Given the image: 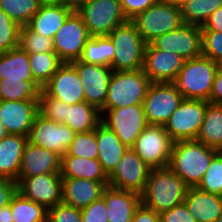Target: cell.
<instances>
[{"instance_id":"6da1fadb","label":"cell","mask_w":222,"mask_h":222,"mask_svg":"<svg viewBox=\"0 0 222 222\" xmlns=\"http://www.w3.org/2000/svg\"><path fill=\"white\" fill-rule=\"evenodd\" d=\"M218 152L196 139L177 141L173 143L168 167L189 187H197Z\"/></svg>"},{"instance_id":"7a4b0ae2","label":"cell","mask_w":222,"mask_h":222,"mask_svg":"<svg viewBox=\"0 0 222 222\" xmlns=\"http://www.w3.org/2000/svg\"><path fill=\"white\" fill-rule=\"evenodd\" d=\"M189 186L169 167L151 169L141 203L161 213L184 203Z\"/></svg>"},{"instance_id":"3957f363","label":"cell","mask_w":222,"mask_h":222,"mask_svg":"<svg viewBox=\"0 0 222 222\" xmlns=\"http://www.w3.org/2000/svg\"><path fill=\"white\" fill-rule=\"evenodd\" d=\"M220 66L206 56L185 60L172 82L184 99L209 101L216 72Z\"/></svg>"},{"instance_id":"277c9868","label":"cell","mask_w":222,"mask_h":222,"mask_svg":"<svg viewBox=\"0 0 222 222\" xmlns=\"http://www.w3.org/2000/svg\"><path fill=\"white\" fill-rule=\"evenodd\" d=\"M150 83L143 69L113 71L100 114L108 109L143 104Z\"/></svg>"},{"instance_id":"5b68a950","label":"cell","mask_w":222,"mask_h":222,"mask_svg":"<svg viewBox=\"0 0 222 222\" xmlns=\"http://www.w3.org/2000/svg\"><path fill=\"white\" fill-rule=\"evenodd\" d=\"M107 36L115 47L110 66L113 71L143 69L146 43L130 20L113 29Z\"/></svg>"},{"instance_id":"8992f818","label":"cell","mask_w":222,"mask_h":222,"mask_svg":"<svg viewBox=\"0 0 222 222\" xmlns=\"http://www.w3.org/2000/svg\"><path fill=\"white\" fill-rule=\"evenodd\" d=\"M130 21L136 26L146 44L184 24L181 8L163 0L157 1L144 12L138 13Z\"/></svg>"},{"instance_id":"52a82bcc","label":"cell","mask_w":222,"mask_h":222,"mask_svg":"<svg viewBox=\"0 0 222 222\" xmlns=\"http://www.w3.org/2000/svg\"><path fill=\"white\" fill-rule=\"evenodd\" d=\"M82 18L90 37L107 36L129 20L120 0H93L76 11Z\"/></svg>"},{"instance_id":"ba28073f","label":"cell","mask_w":222,"mask_h":222,"mask_svg":"<svg viewBox=\"0 0 222 222\" xmlns=\"http://www.w3.org/2000/svg\"><path fill=\"white\" fill-rule=\"evenodd\" d=\"M173 143L163 125H147L132 149L149 168L162 169L169 165Z\"/></svg>"},{"instance_id":"9c48e42d","label":"cell","mask_w":222,"mask_h":222,"mask_svg":"<svg viewBox=\"0 0 222 222\" xmlns=\"http://www.w3.org/2000/svg\"><path fill=\"white\" fill-rule=\"evenodd\" d=\"M101 122L128 148L134 146L136 138L148 125L143 104L108 109L101 114Z\"/></svg>"},{"instance_id":"30bf717a","label":"cell","mask_w":222,"mask_h":222,"mask_svg":"<svg viewBox=\"0 0 222 222\" xmlns=\"http://www.w3.org/2000/svg\"><path fill=\"white\" fill-rule=\"evenodd\" d=\"M207 101L183 99L164 125L173 142L196 139L201 129Z\"/></svg>"},{"instance_id":"8fae6325","label":"cell","mask_w":222,"mask_h":222,"mask_svg":"<svg viewBox=\"0 0 222 222\" xmlns=\"http://www.w3.org/2000/svg\"><path fill=\"white\" fill-rule=\"evenodd\" d=\"M173 83L151 82L143 100L148 125H165L183 100Z\"/></svg>"},{"instance_id":"7c38bea8","label":"cell","mask_w":222,"mask_h":222,"mask_svg":"<svg viewBox=\"0 0 222 222\" xmlns=\"http://www.w3.org/2000/svg\"><path fill=\"white\" fill-rule=\"evenodd\" d=\"M89 38L81 16L73 11L53 37L54 52L63 63L79 60Z\"/></svg>"},{"instance_id":"4fadbf2b","label":"cell","mask_w":222,"mask_h":222,"mask_svg":"<svg viewBox=\"0 0 222 222\" xmlns=\"http://www.w3.org/2000/svg\"><path fill=\"white\" fill-rule=\"evenodd\" d=\"M151 168L129 148L108 175L109 186L141 195L144 192Z\"/></svg>"},{"instance_id":"5bb4252c","label":"cell","mask_w":222,"mask_h":222,"mask_svg":"<svg viewBox=\"0 0 222 222\" xmlns=\"http://www.w3.org/2000/svg\"><path fill=\"white\" fill-rule=\"evenodd\" d=\"M75 132L66 124L56 123L37 114L28 135V142L57 153L60 157L67 150Z\"/></svg>"},{"instance_id":"9a60e30c","label":"cell","mask_w":222,"mask_h":222,"mask_svg":"<svg viewBox=\"0 0 222 222\" xmlns=\"http://www.w3.org/2000/svg\"><path fill=\"white\" fill-rule=\"evenodd\" d=\"M150 44L156 49L178 54L185 60L199 57L202 55L201 26L183 24L155 38Z\"/></svg>"},{"instance_id":"2e32d148","label":"cell","mask_w":222,"mask_h":222,"mask_svg":"<svg viewBox=\"0 0 222 222\" xmlns=\"http://www.w3.org/2000/svg\"><path fill=\"white\" fill-rule=\"evenodd\" d=\"M17 191L47 209L54 207L62 202L61 173L22 177L17 182Z\"/></svg>"},{"instance_id":"e0dca14e","label":"cell","mask_w":222,"mask_h":222,"mask_svg":"<svg viewBox=\"0 0 222 222\" xmlns=\"http://www.w3.org/2000/svg\"><path fill=\"white\" fill-rule=\"evenodd\" d=\"M71 64L75 67L82 82L85 101L100 110L107 98L112 68L88 64L80 60L73 61Z\"/></svg>"},{"instance_id":"ac0fdd59","label":"cell","mask_w":222,"mask_h":222,"mask_svg":"<svg viewBox=\"0 0 222 222\" xmlns=\"http://www.w3.org/2000/svg\"><path fill=\"white\" fill-rule=\"evenodd\" d=\"M49 96L72 105L85 101L80 77L71 63H63L42 87Z\"/></svg>"},{"instance_id":"d6986e66","label":"cell","mask_w":222,"mask_h":222,"mask_svg":"<svg viewBox=\"0 0 222 222\" xmlns=\"http://www.w3.org/2000/svg\"><path fill=\"white\" fill-rule=\"evenodd\" d=\"M38 114V100H0V122L8 134L28 137Z\"/></svg>"},{"instance_id":"ffe728a7","label":"cell","mask_w":222,"mask_h":222,"mask_svg":"<svg viewBox=\"0 0 222 222\" xmlns=\"http://www.w3.org/2000/svg\"><path fill=\"white\" fill-rule=\"evenodd\" d=\"M185 59L173 52H166L146 44L143 71L151 82L172 83L183 67Z\"/></svg>"},{"instance_id":"44dd1931","label":"cell","mask_w":222,"mask_h":222,"mask_svg":"<svg viewBox=\"0 0 222 222\" xmlns=\"http://www.w3.org/2000/svg\"><path fill=\"white\" fill-rule=\"evenodd\" d=\"M49 173H61V157L48 149L27 143L16 183L22 177H32Z\"/></svg>"},{"instance_id":"7402d4cb","label":"cell","mask_w":222,"mask_h":222,"mask_svg":"<svg viewBox=\"0 0 222 222\" xmlns=\"http://www.w3.org/2000/svg\"><path fill=\"white\" fill-rule=\"evenodd\" d=\"M109 183L83 178H62V202L83 209L103 196Z\"/></svg>"},{"instance_id":"603a6c76","label":"cell","mask_w":222,"mask_h":222,"mask_svg":"<svg viewBox=\"0 0 222 222\" xmlns=\"http://www.w3.org/2000/svg\"><path fill=\"white\" fill-rule=\"evenodd\" d=\"M107 208L109 222H131L141 204V195L132 191L118 190L108 186L102 196Z\"/></svg>"},{"instance_id":"cb8c5ba5","label":"cell","mask_w":222,"mask_h":222,"mask_svg":"<svg viewBox=\"0 0 222 222\" xmlns=\"http://www.w3.org/2000/svg\"><path fill=\"white\" fill-rule=\"evenodd\" d=\"M72 12L65 3L41 4L39 11L26 26L33 32L53 39Z\"/></svg>"},{"instance_id":"d4e9b609","label":"cell","mask_w":222,"mask_h":222,"mask_svg":"<svg viewBox=\"0 0 222 222\" xmlns=\"http://www.w3.org/2000/svg\"><path fill=\"white\" fill-rule=\"evenodd\" d=\"M184 203L197 222H218L222 215V197L198 187H189Z\"/></svg>"},{"instance_id":"484cf974","label":"cell","mask_w":222,"mask_h":222,"mask_svg":"<svg viewBox=\"0 0 222 222\" xmlns=\"http://www.w3.org/2000/svg\"><path fill=\"white\" fill-rule=\"evenodd\" d=\"M96 141L98 146L97 160L109 175L129 148L120 141L113 130L102 122L96 127Z\"/></svg>"},{"instance_id":"4316f807","label":"cell","mask_w":222,"mask_h":222,"mask_svg":"<svg viewBox=\"0 0 222 222\" xmlns=\"http://www.w3.org/2000/svg\"><path fill=\"white\" fill-rule=\"evenodd\" d=\"M26 136L7 134L0 139V176L16 181L19 176Z\"/></svg>"},{"instance_id":"83f0119b","label":"cell","mask_w":222,"mask_h":222,"mask_svg":"<svg viewBox=\"0 0 222 222\" xmlns=\"http://www.w3.org/2000/svg\"><path fill=\"white\" fill-rule=\"evenodd\" d=\"M61 176L108 183V175L97 159L71 156L67 153L61 157Z\"/></svg>"},{"instance_id":"f1b7e54d","label":"cell","mask_w":222,"mask_h":222,"mask_svg":"<svg viewBox=\"0 0 222 222\" xmlns=\"http://www.w3.org/2000/svg\"><path fill=\"white\" fill-rule=\"evenodd\" d=\"M0 79L34 80L28 53L19 46L7 52H0Z\"/></svg>"},{"instance_id":"f546056e","label":"cell","mask_w":222,"mask_h":222,"mask_svg":"<svg viewBox=\"0 0 222 222\" xmlns=\"http://www.w3.org/2000/svg\"><path fill=\"white\" fill-rule=\"evenodd\" d=\"M101 122L99 110L86 101L67 105V120L64 124L75 133H86L96 129Z\"/></svg>"},{"instance_id":"4dcf8cb0","label":"cell","mask_w":222,"mask_h":222,"mask_svg":"<svg viewBox=\"0 0 222 222\" xmlns=\"http://www.w3.org/2000/svg\"><path fill=\"white\" fill-rule=\"evenodd\" d=\"M196 140L215 149L222 145V104L207 101L203 123Z\"/></svg>"},{"instance_id":"1f68e13d","label":"cell","mask_w":222,"mask_h":222,"mask_svg":"<svg viewBox=\"0 0 222 222\" xmlns=\"http://www.w3.org/2000/svg\"><path fill=\"white\" fill-rule=\"evenodd\" d=\"M115 47L108 36L90 37L79 58L88 64L110 67L113 62Z\"/></svg>"},{"instance_id":"d6a6232c","label":"cell","mask_w":222,"mask_h":222,"mask_svg":"<svg viewBox=\"0 0 222 222\" xmlns=\"http://www.w3.org/2000/svg\"><path fill=\"white\" fill-rule=\"evenodd\" d=\"M13 222H47L48 209L16 191L10 201Z\"/></svg>"},{"instance_id":"836d02e7","label":"cell","mask_w":222,"mask_h":222,"mask_svg":"<svg viewBox=\"0 0 222 222\" xmlns=\"http://www.w3.org/2000/svg\"><path fill=\"white\" fill-rule=\"evenodd\" d=\"M42 86L35 80L0 79V100H38Z\"/></svg>"},{"instance_id":"e575fe53","label":"cell","mask_w":222,"mask_h":222,"mask_svg":"<svg viewBox=\"0 0 222 222\" xmlns=\"http://www.w3.org/2000/svg\"><path fill=\"white\" fill-rule=\"evenodd\" d=\"M28 58L32 76L42 87L63 64L55 52L28 53Z\"/></svg>"},{"instance_id":"d590c367","label":"cell","mask_w":222,"mask_h":222,"mask_svg":"<svg viewBox=\"0 0 222 222\" xmlns=\"http://www.w3.org/2000/svg\"><path fill=\"white\" fill-rule=\"evenodd\" d=\"M222 7V0H187L180 6L184 24L202 26L210 15Z\"/></svg>"},{"instance_id":"8d00e7d4","label":"cell","mask_w":222,"mask_h":222,"mask_svg":"<svg viewBox=\"0 0 222 222\" xmlns=\"http://www.w3.org/2000/svg\"><path fill=\"white\" fill-rule=\"evenodd\" d=\"M41 4L39 0H0V9L21 27L29 23Z\"/></svg>"},{"instance_id":"74e56055","label":"cell","mask_w":222,"mask_h":222,"mask_svg":"<svg viewBox=\"0 0 222 222\" xmlns=\"http://www.w3.org/2000/svg\"><path fill=\"white\" fill-rule=\"evenodd\" d=\"M19 47L27 53L54 52L53 39L21 26L19 31Z\"/></svg>"},{"instance_id":"f35d334b","label":"cell","mask_w":222,"mask_h":222,"mask_svg":"<svg viewBox=\"0 0 222 222\" xmlns=\"http://www.w3.org/2000/svg\"><path fill=\"white\" fill-rule=\"evenodd\" d=\"M67 154L88 159H97L98 146L96 141V129L86 133H75L67 150Z\"/></svg>"},{"instance_id":"ab89813d","label":"cell","mask_w":222,"mask_h":222,"mask_svg":"<svg viewBox=\"0 0 222 222\" xmlns=\"http://www.w3.org/2000/svg\"><path fill=\"white\" fill-rule=\"evenodd\" d=\"M199 189L222 197V153L218 152L204 173Z\"/></svg>"},{"instance_id":"60d3db41","label":"cell","mask_w":222,"mask_h":222,"mask_svg":"<svg viewBox=\"0 0 222 222\" xmlns=\"http://www.w3.org/2000/svg\"><path fill=\"white\" fill-rule=\"evenodd\" d=\"M38 114L56 123H65L67 120V104L49 97L43 90L38 98Z\"/></svg>"},{"instance_id":"b9f144b4","label":"cell","mask_w":222,"mask_h":222,"mask_svg":"<svg viewBox=\"0 0 222 222\" xmlns=\"http://www.w3.org/2000/svg\"><path fill=\"white\" fill-rule=\"evenodd\" d=\"M20 26L0 9V52H7L19 46Z\"/></svg>"},{"instance_id":"7bdbcfd3","label":"cell","mask_w":222,"mask_h":222,"mask_svg":"<svg viewBox=\"0 0 222 222\" xmlns=\"http://www.w3.org/2000/svg\"><path fill=\"white\" fill-rule=\"evenodd\" d=\"M202 55L222 62V31H202Z\"/></svg>"},{"instance_id":"ee69618b","label":"cell","mask_w":222,"mask_h":222,"mask_svg":"<svg viewBox=\"0 0 222 222\" xmlns=\"http://www.w3.org/2000/svg\"><path fill=\"white\" fill-rule=\"evenodd\" d=\"M47 222H82L81 209L60 202L48 209Z\"/></svg>"},{"instance_id":"f6af8a7d","label":"cell","mask_w":222,"mask_h":222,"mask_svg":"<svg viewBox=\"0 0 222 222\" xmlns=\"http://www.w3.org/2000/svg\"><path fill=\"white\" fill-rule=\"evenodd\" d=\"M82 222H109L107 208L103 197L81 209Z\"/></svg>"},{"instance_id":"bcb514c9","label":"cell","mask_w":222,"mask_h":222,"mask_svg":"<svg viewBox=\"0 0 222 222\" xmlns=\"http://www.w3.org/2000/svg\"><path fill=\"white\" fill-rule=\"evenodd\" d=\"M161 222H197L185 203L160 213Z\"/></svg>"},{"instance_id":"7dc6e473","label":"cell","mask_w":222,"mask_h":222,"mask_svg":"<svg viewBox=\"0 0 222 222\" xmlns=\"http://www.w3.org/2000/svg\"><path fill=\"white\" fill-rule=\"evenodd\" d=\"M159 0H120L124 15L128 20L133 19L138 13L144 12Z\"/></svg>"},{"instance_id":"c3c4849f","label":"cell","mask_w":222,"mask_h":222,"mask_svg":"<svg viewBox=\"0 0 222 222\" xmlns=\"http://www.w3.org/2000/svg\"><path fill=\"white\" fill-rule=\"evenodd\" d=\"M16 191V181L0 176V208L10 204L11 198Z\"/></svg>"},{"instance_id":"681fc988","label":"cell","mask_w":222,"mask_h":222,"mask_svg":"<svg viewBox=\"0 0 222 222\" xmlns=\"http://www.w3.org/2000/svg\"><path fill=\"white\" fill-rule=\"evenodd\" d=\"M131 222H161L160 214L141 203L136 209Z\"/></svg>"},{"instance_id":"f907efd6","label":"cell","mask_w":222,"mask_h":222,"mask_svg":"<svg viewBox=\"0 0 222 222\" xmlns=\"http://www.w3.org/2000/svg\"><path fill=\"white\" fill-rule=\"evenodd\" d=\"M202 31H222V7L215 10L201 26Z\"/></svg>"},{"instance_id":"816d5d0a","label":"cell","mask_w":222,"mask_h":222,"mask_svg":"<svg viewBox=\"0 0 222 222\" xmlns=\"http://www.w3.org/2000/svg\"><path fill=\"white\" fill-rule=\"evenodd\" d=\"M209 103L222 104V69L216 72Z\"/></svg>"},{"instance_id":"f5cc1de1","label":"cell","mask_w":222,"mask_h":222,"mask_svg":"<svg viewBox=\"0 0 222 222\" xmlns=\"http://www.w3.org/2000/svg\"><path fill=\"white\" fill-rule=\"evenodd\" d=\"M0 222H13L11 207L9 204L0 208Z\"/></svg>"},{"instance_id":"db71d44e","label":"cell","mask_w":222,"mask_h":222,"mask_svg":"<svg viewBox=\"0 0 222 222\" xmlns=\"http://www.w3.org/2000/svg\"><path fill=\"white\" fill-rule=\"evenodd\" d=\"M93 0H65V4L71 8L73 11H77L80 9L83 5L89 3Z\"/></svg>"},{"instance_id":"11a10c76","label":"cell","mask_w":222,"mask_h":222,"mask_svg":"<svg viewBox=\"0 0 222 222\" xmlns=\"http://www.w3.org/2000/svg\"><path fill=\"white\" fill-rule=\"evenodd\" d=\"M164 2H167L169 4H172V5H177V6H181L183 5L187 0H163Z\"/></svg>"},{"instance_id":"9f6ffc18","label":"cell","mask_w":222,"mask_h":222,"mask_svg":"<svg viewBox=\"0 0 222 222\" xmlns=\"http://www.w3.org/2000/svg\"><path fill=\"white\" fill-rule=\"evenodd\" d=\"M42 4L48 3H65V0H39Z\"/></svg>"},{"instance_id":"6f0895ef","label":"cell","mask_w":222,"mask_h":222,"mask_svg":"<svg viewBox=\"0 0 222 222\" xmlns=\"http://www.w3.org/2000/svg\"><path fill=\"white\" fill-rule=\"evenodd\" d=\"M8 133L6 132L3 124L0 122V139H2L4 136H6Z\"/></svg>"},{"instance_id":"680465c9","label":"cell","mask_w":222,"mask_h":222,"mask_svg":"<svg viewBox=\"0 0 222 222\" xmlns=\"http://www.w3.org/2000/svg\"><path fill=\"white\" fill-rule=\"evenodd\" d=\"M217 150L222 153V145Z\"/></svg>"},{"instance_id":"91938a15","label":"cell","mask_w":222,"mask_h":222,"mask_svg":"<svg viewBox=\"0 0 222 222\" xmlns=\"http://www.w3.org/2000/svg\"><path fill=\"white\" fill-rule=\"evenodd\" d=\"M218 222H222V215L219 217Z\"/></svg>"}]
</instances>
